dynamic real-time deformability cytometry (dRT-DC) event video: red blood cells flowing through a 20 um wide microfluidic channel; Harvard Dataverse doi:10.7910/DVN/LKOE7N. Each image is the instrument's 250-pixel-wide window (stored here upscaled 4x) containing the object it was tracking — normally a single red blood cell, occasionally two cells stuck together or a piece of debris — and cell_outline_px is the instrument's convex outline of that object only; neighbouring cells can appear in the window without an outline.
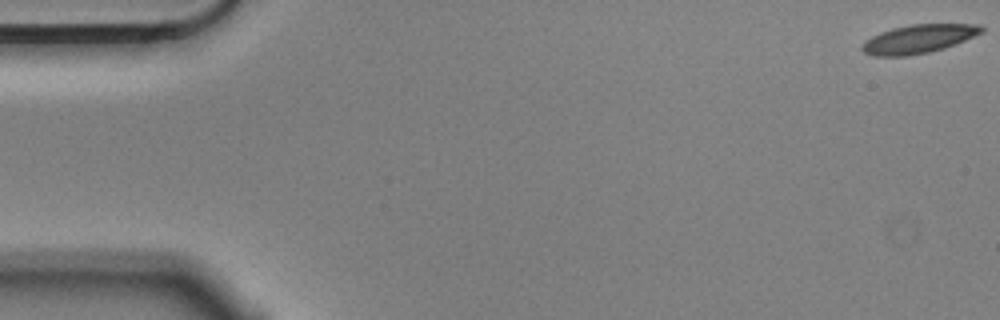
{"species": "Egyptian fruit bat (a non-hibernating species)", "species_latin": "Rousettus aegyptiacus", "temperature_condition": "cold", "stored_images_in_passage": 5, "camera_frame_rate_fps": 3000, "um_per_image_px": 0.085, "animal": {"sex": "male"}, "frame": {"image": 1, "passage_image": 1, "time_ms": 0.0, "image_size_px": [1000, 320], "cell_outline_px": [[984, 32], [956, 44], [944, 48], [928, 52], [908, 56], [876, 56], [864, 52], [860, 48], [860, 44], [864, 40], [880, 32], [892, 28], [908, 24], [980, 24], [984, 28]], "centroid_in_image_um": [78.06, 3.3], "position_along_channel_um": 6.9, "area_um2": 20.11}}
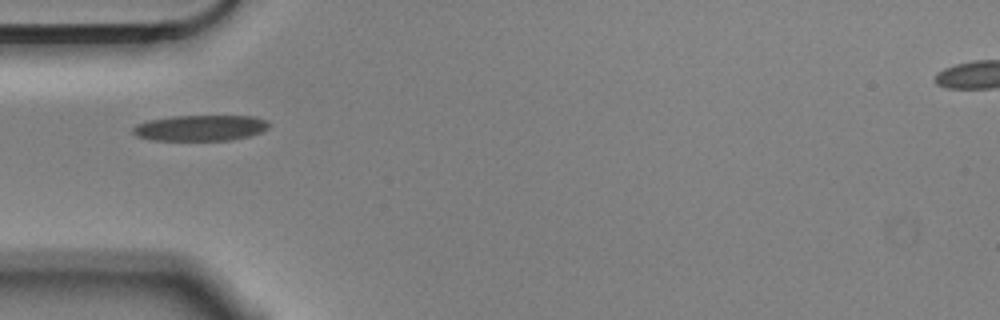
{"frame": {"image": 2, "passage_image": 5, "time_ms": 1.333, "image_size_px": [1000, 320], "cell_outline_px": [[268, 128], [260, 132], [248, 136], [232, 140], [152, 140], [136, 136], [132, 132], [132, 128], [136, 124], [148, 120], [172, 116], [256, 116], [268, 120]], "centroid_in_image_um": [17.01, 10.87], "position_along_channel_um": 68.0, "area_um2": 20.52}}